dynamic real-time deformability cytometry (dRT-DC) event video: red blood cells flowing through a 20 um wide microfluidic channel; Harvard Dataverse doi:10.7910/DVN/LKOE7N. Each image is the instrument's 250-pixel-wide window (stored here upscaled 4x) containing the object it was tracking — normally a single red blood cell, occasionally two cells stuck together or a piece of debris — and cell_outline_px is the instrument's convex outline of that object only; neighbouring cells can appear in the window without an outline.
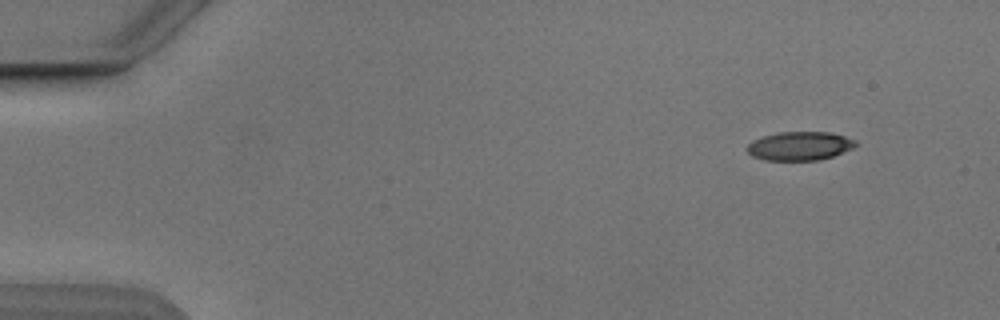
{"species": "Egyptian fruit bat (a non-hibernating species)", "species_latin": "Rousettus aegyptiacus", "temperature_condition": "cold", "stored_images_in_passage": 4, "camera_frame_rate_fps": 3000, "um_per_image_px": 0.085, "animal": {"sex": "male"}, "frame": {"image": 1, "passage_image": 1, "time_ms": 0.0, "image_size_px": [1000, 320], "cell_outline_px": [[860, 144], [852, 148], [832, 156], [820, 160], [764, 160], [752, 156], [744, 148], [752, 140], [764, 136], [780, 132], [832, 132], [856, 140]], "centroid_in_image_um": [67.97, 12.4], "position_along_channel_um": 17.0, "area_um2": 18.26}}
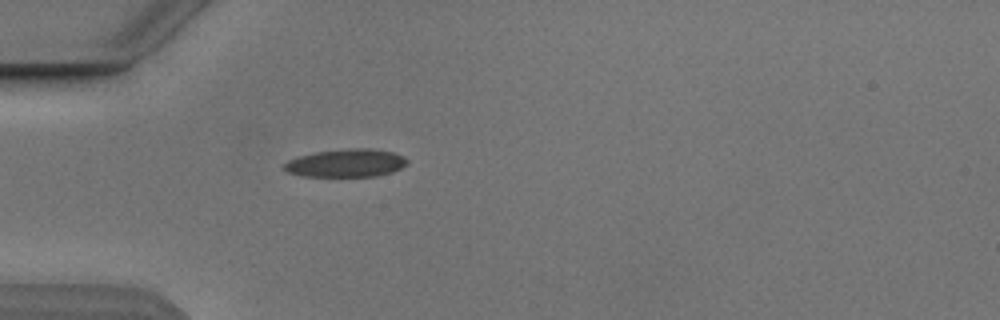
{"frame": {"image": 2, "passage_image": 4, "time_ms": 3.667, "image_size_px": [1000, 320], "cell_outline_px": [[408, 164], [392, 172], [376, 176], [304, 176], [288, 172], [284, 168], [284, 164], [288, 160], [296, 156], [316, 152], [352, 148], [372, 148], [392, 152], [404, 156], [408, 160]], "centroid_in_image_um": [29.44, 13.85], "position_along_channel_um": 55.6, "area_um2": 20.06}}